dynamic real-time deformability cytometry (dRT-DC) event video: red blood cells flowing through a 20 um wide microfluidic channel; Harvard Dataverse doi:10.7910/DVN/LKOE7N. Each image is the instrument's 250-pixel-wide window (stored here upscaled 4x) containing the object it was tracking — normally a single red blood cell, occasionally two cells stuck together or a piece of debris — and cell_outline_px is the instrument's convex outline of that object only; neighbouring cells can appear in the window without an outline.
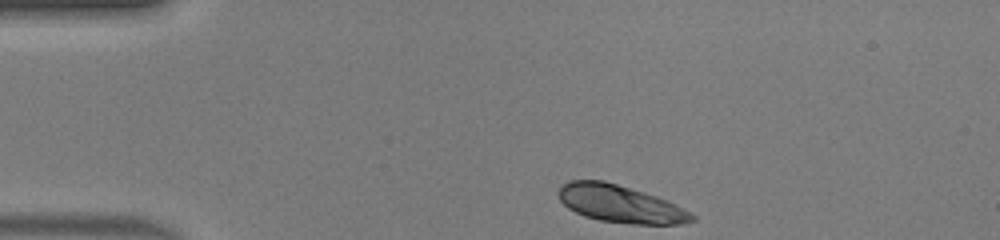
{"species": "human", "species_latin": "Homo sapiens", "temperature_condition": "warm", "stored_images_in_passage": 34, "camera_frame_rate_fps": 3000, "um_per_image_px": 0.085, "donor": {"sex": "male"}, "frame": {"image": 1, "passage_image": 1, "time_ms": 0.0, "image_size_px": [1000, 240], "cell_outline_px": [[696, 220], [680, 224], [632, 224], [600, 220], [584, 216], [568, 208], [560, 200], [556, 192], [568, 180], [604, 180], [644, 192], [668, 200], [696, 216]], "centroid_in_image_um": [52.71, 17.32], "position_along_channel_um": 32.3, "area_um2": 29.07}}
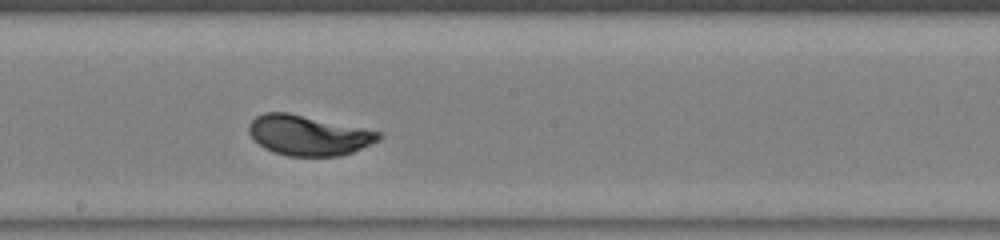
{"frame": {"image": 2, "passage_image": 19, "time_ms": 6.0, "image_size_px": [1000, 240], "cell_outline_px": [[384, 136], [380, 140], [352, 152], [340, 156], [288, 156], [264, 148], [248, 132], [248, 124], [256, 116], [264, 112], [288, 112], [380, 132]], "centroid_in_image_um": [26.21, 11.5], "position_along_channel_um": 222.0, "area_um2": 30.11}}
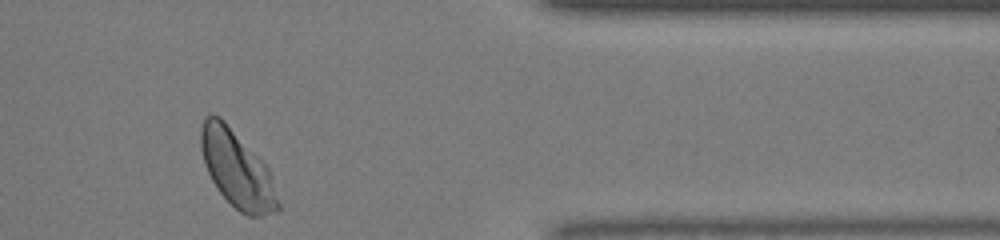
{"frame": {"image": 3, "passage_image": 33, "time_ms": 10.667, "image_size_px": [1000, 240], "cell_outline_px": [[280, 208], [276, 212], [260, 216], [248, 216], [240, 212], [216, 188], [204, 164], [200, 148], [200, 128], [204, 120], [208, 116], [220, 116], [224, 120], [268, 168], [280, 204]], "centroid_in_image_um": [20.13, 14.41], "position_along_channel_um": 391.3, "area_um2": 33.99}, "authors_computed_cell_mechanics": {"area_um2": 30.1716, "velocity_mm_per_s": 4.0976, "shape_relaxation_time_tau1_ms": 1.4738, "shape_relaxation_time_tau2_ms": null, "deformation_change_tau1": 0.1306, "deformation_change_tau2": null}}